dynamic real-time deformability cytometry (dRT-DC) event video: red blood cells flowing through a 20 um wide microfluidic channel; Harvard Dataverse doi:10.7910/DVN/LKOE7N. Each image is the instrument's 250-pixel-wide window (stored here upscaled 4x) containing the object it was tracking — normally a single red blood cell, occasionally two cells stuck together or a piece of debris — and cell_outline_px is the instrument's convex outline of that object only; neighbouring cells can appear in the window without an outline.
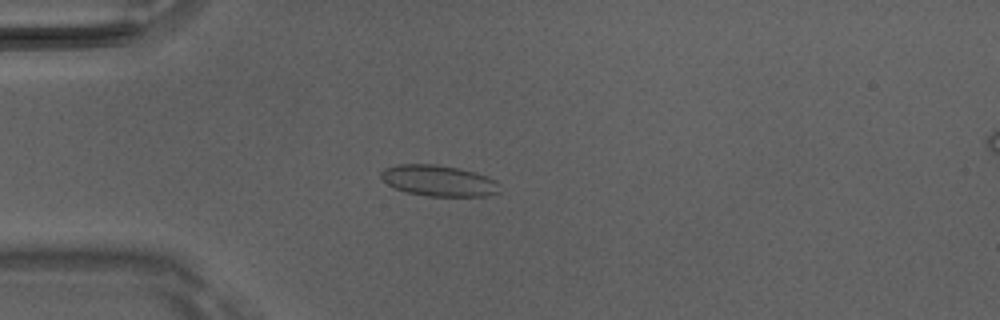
{"species": "Egyptian fruit bat (a non-hibernating species)", "species_latin": "Rousettus aegyptiacus", "temperature_condition": "room temperature", "stored_images_in_passage": 1, "camera_frame_rate_fps": 3000, "um_per_image_px": 0.085, "animal": {"sex": "male"}, "frame": {"image": 1, "passage_image": 1, "time_ms": 0.0, "image_size_px": [1000, 320], "cell_outline_px": [[500, 192], [488, 196], [428, 196], [408, 192], [396, 188], [388, 184], [380, 176], [380, 172], [384, 168], [400, 164], [436, 164], [476, 172], [488, 176], [496, 180], [500, 184]], "centroid_in_image_um": [37.34, 15.36], "position_along_channel_um": 47.7, "area_um2": 21.5}}